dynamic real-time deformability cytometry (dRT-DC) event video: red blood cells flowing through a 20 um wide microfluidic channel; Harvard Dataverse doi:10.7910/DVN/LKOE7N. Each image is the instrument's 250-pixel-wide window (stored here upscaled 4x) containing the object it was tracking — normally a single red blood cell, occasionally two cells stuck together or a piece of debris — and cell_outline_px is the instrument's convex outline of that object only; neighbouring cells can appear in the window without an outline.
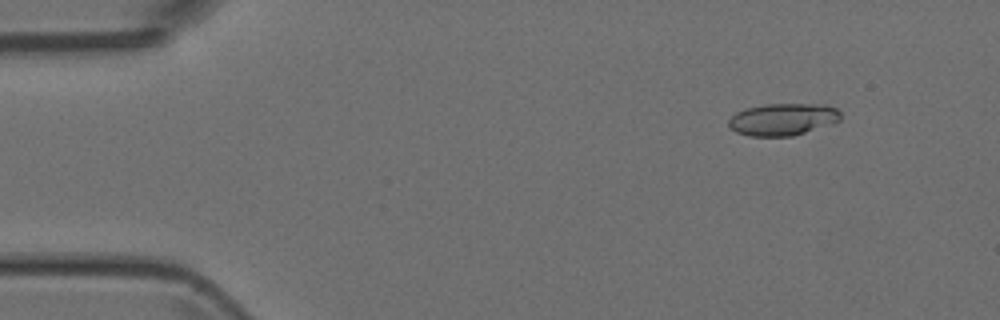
{"species": "Egyptian fruit bat (a non-hibernating species)", "species_latin": "Rousettus aegyptiacus", "temperature_condition": "room temperature", "stored_images_in_passage": 51, "camera_frame_rate_fps": 3000, "um_per_image_px": 0.085, "animal": {"sex": "female"}, "frame": {"image": 1, "passage_image": 6, "time_ms": 1.667, "image_size_px": [1000, 320], "cell_outline_px": [[840, 120], [836, 124], [792, 136], [748, 136], [736, 132], [728, 124], [728, 120], [736, 112], [748, 108], [764, 104], [824, 104], [836, 108], [840, 112]], "centroid_in_image_um": [66.59, 10.15], "position_along_channel_um": 18.4, "area_um2": 21.15}}
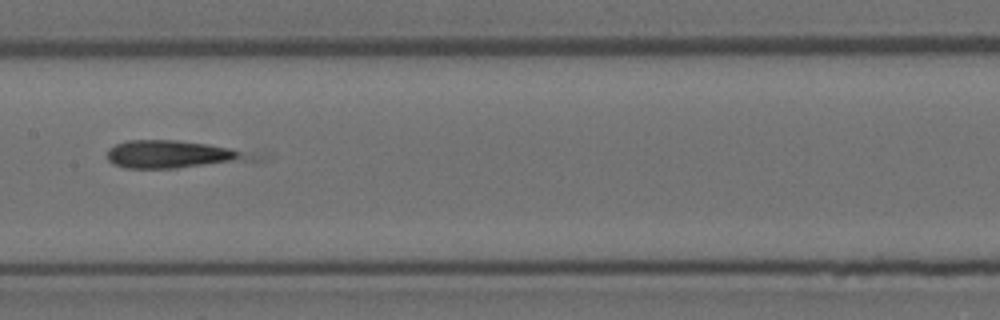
{"frame": {"image": 2, "passage_image": 26, "time_ms": 8.333, "image_size_px": [1000, 320], "cell_outline_px": [[264, 160], [176, 168], [124, 168], [112, 164], [108, 160], [108, 148], [116, 144], [128, 140], [176, 140], [208, 144], [232, 148], [264, 156]], "centroid_in_image_um": [14.81, 13.13], "position_along_channel_um": 192.6, "area_um2": 23.87}}
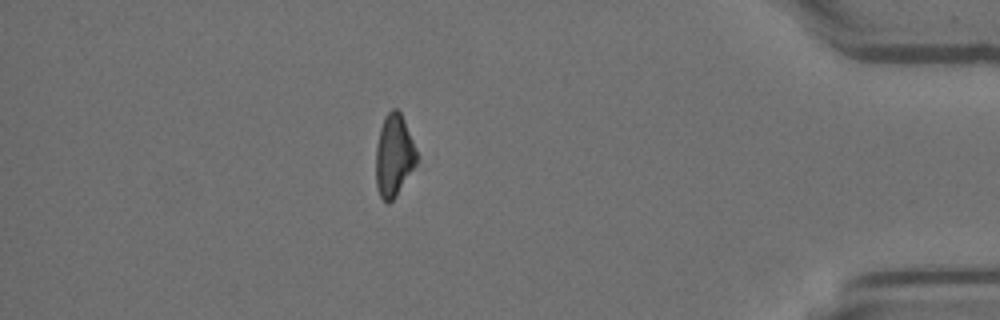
{"frame": {"image": 3, "passage_image": 45, "time_ms": 14.667, "image_size_px": [1000, 320], "cell_outline_px": [[420, 156], [416, 164], [396, 196], [388, 204], [380, 196], [376, 188], [376, 148], [380, 128], [384, 116], [392, 108], [396, 108], [400, 112], [404, 120]], "centroid_in_image_um": [33.49, 13.21], "position_along_channel_um": 401.7, "area_um2": 19.71}}